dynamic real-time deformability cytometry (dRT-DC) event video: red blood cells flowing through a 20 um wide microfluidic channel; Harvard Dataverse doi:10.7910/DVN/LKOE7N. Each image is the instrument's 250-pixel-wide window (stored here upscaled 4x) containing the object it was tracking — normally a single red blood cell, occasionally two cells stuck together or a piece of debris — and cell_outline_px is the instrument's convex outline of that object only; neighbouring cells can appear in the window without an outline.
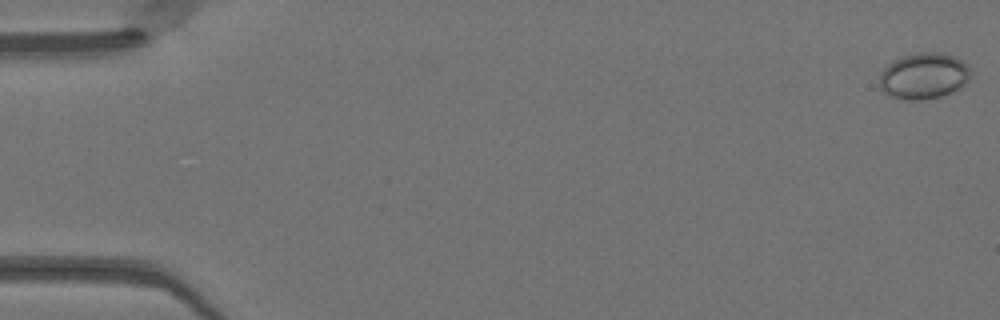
{"species": "Egyptian fruit bat (a non-hibernating species)", "species_latin": "Rousettus aegyptiacus", "temperature_condition": "warm", "stored_images_in_passage": 5, "camera_frame_rate_fps": 3000, "um_per_image_px": 0.085, "animal": {"sex": "female"}, "frame": {"image": 1, "passage_image": 1, "time_ms": 0.0, "image_size_px": [1000, 320], "cell_outline_px": [[972, 76], [960, 88], [940, 96], [916, 100], [904, 100], [888, 96], [880, 88], [880, 72], [892, 60], [916, 52], [940, 52], [952, 56], [960, 60], [968, 68]], "centroid_in_image_um": [78.48, 6.46], "position_along_channel_um": 6.5, "area_um2": 24.45}}